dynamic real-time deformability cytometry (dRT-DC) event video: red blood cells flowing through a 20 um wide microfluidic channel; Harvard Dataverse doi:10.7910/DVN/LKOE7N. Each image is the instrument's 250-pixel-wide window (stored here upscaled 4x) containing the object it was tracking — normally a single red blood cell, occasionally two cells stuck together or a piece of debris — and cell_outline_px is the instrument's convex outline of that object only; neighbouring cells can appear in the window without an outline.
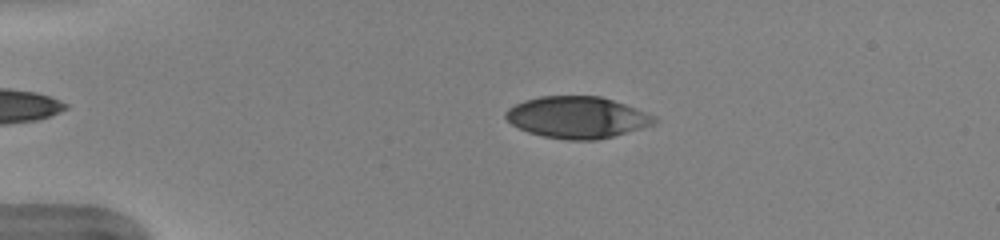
{"species": "human", "species_latin": "Homo sapiens", "temperature_condition": "warm", "stored_images_in_passage": 40, "camera_frame_rate_fps": 3000, "um_per_image_px": 0.085, "donor": {"sex": "female"}, "frame": {"image": 1, "passage_image": 7, "time_ms": 2.0, "image_size_px": [1000, 240], "cell_outline_px": [[656, 124], [612, 136], [596, 140], [568, 140], [544, 136], [528, 132], [512, 124], [504, 116], [504, 112], [508, 108], [524, 100], [540, 96], [600, 96], [636, 108], [656, 116]], "centroid_in_image_um": [49.05, 9.97], "position_along_channel_um": 35.9, "area_um2": 35.89}}
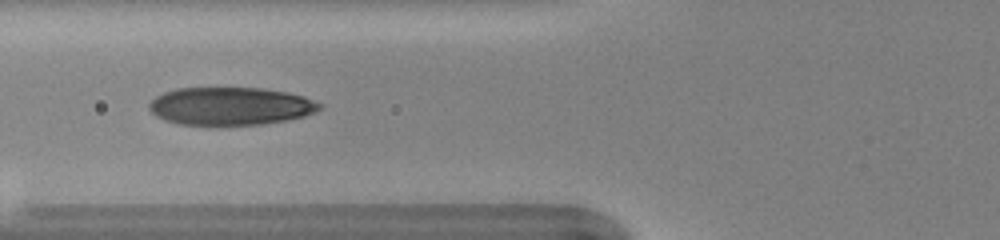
{"frame": {"image": 2, "passage_image": 16, "time_ms": 5.0, "image_size_px": [1000, 240], "cell_outline_px": [[320, 108], [304, 116], [264, 124], [216, 128], [180, 124], [164, 120], [156, 116], [148, 108], [148, 104], [156, 96], [164, 92], [176, 88], [260, 88], [288, 92], [304, 96], [320, 104]], "centroid_in_image_um": [19.51, 9.06], "position_along_channel_um": 106.3, "area_um2": 38.44}}
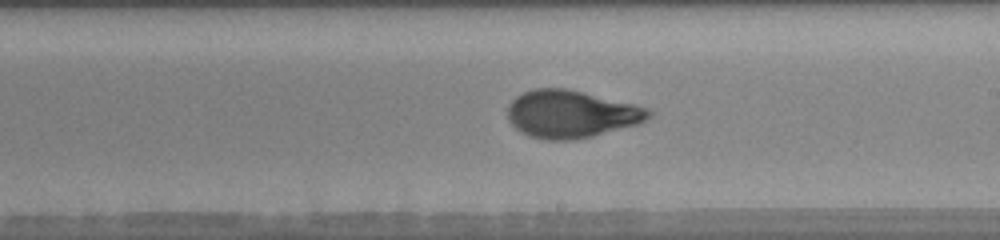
{"frame": {"image": 3, "passage_image": 26, "time_ms": 8.333, "image_size_px": [1000, 240], "cell_outline_px": [[652, 112], [644, 120], [636, 124], [592, 136], [572, 140], [544, 140], [528, 136], [520, 132], [508, 120], [508, 104], [516, 96], [532, 88], [564, 88], [632, 104], [644, 108]], "centroid_in_image_um": [48.44, 9.7], "position_along_channel_um": 240.6, "area_um2": 38.49}, "authors_computed_cell_mechanics": {"area_um2": 38.0035, "velocity_mm_per_s": 4.0173, "shape_relaxation_time_tau1_ms": 5.0659, "shape_relaxation_time_tau2_ms": 0.7677, "deformation_change_tau1": 0.2239, "deformation_change_tau2": 0.0708}}